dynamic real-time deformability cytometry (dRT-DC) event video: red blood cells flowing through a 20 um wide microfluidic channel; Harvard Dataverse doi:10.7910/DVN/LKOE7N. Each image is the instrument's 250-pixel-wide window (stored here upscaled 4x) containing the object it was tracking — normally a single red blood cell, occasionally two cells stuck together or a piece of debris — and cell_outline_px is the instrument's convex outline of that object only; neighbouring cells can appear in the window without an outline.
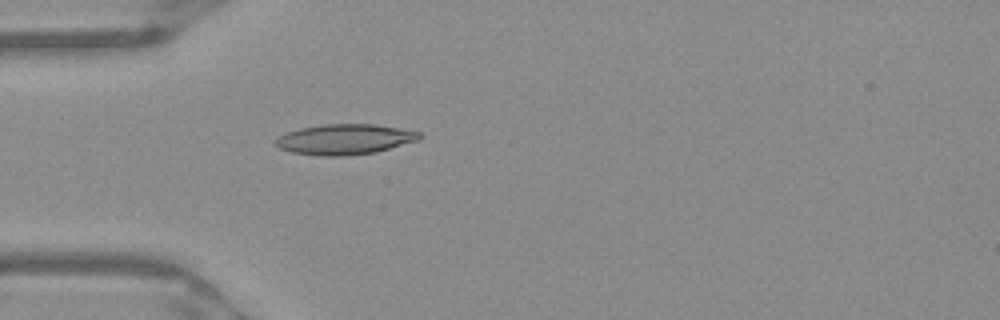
{"species": "Egyptian fruit bat (a non-hibernating species)", "species_latin": "Rousettus aegyptiacus", "temperature_condition": "warm", "stored_images_in_passage": 38, "camera_frame_rate_fps": 3000, "um_per_image_px": 0.085, "frame": {"image": 1, "passage_image": 2, "time_ms": 0.333, "image_size_px": [1000, 320], "cell_outline_px": [[424, 136], [420, 140], [376, 152], [344, 156], [320, 156], [292, 152], [280, 148], [272, 144], [272, 140], [276, 136], [300, 128], [324, 124], [372, 124], [400, 128], [420, 132]], "centroid_in_image_um": [29.28, 11.84], "position_along_channel_um": 55.7, "area_um2": 25.78}}
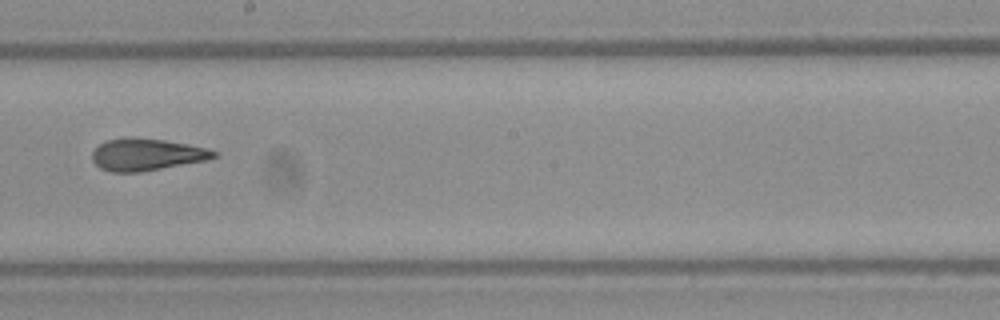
{"frame": {"image": 2, "passage_image": 16, "time_ms": 5.0, "image_size_px": [1000, 320], "cell_outline_px": [[220, 152], [216, 156], [204, 160], [140, 172], [112, 172], [100, 168], [92, 160], [92, 152], [100, 144], [108, 140], [136, 136], [164, 140], [188, 144]], "centroid_in_image_um": [12.43, 13.12], "position_along_channel_um": 235.8, "area_um2": 22.48}}
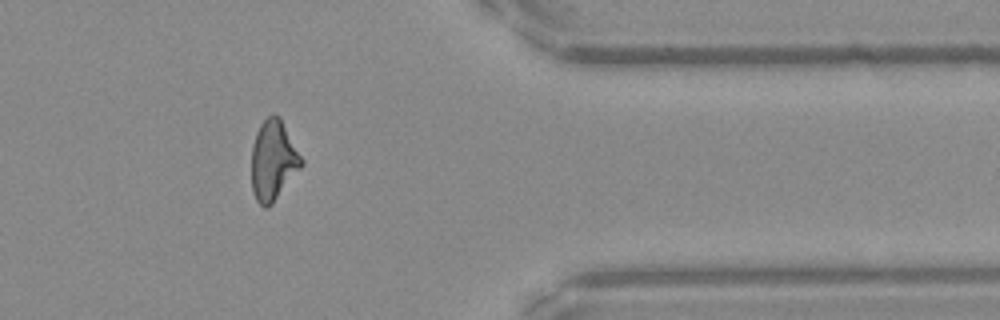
{"frame": {"image": 3, "passage_image": 29, "time_ms": 9.333, "image_size_px": [1000, 320], "cell_outline_px": [[304, 164], [272, 204], [268, 208], [264, 208], [256, 200], [252, 192], [252, 148], [256, 132], [260, 124], [272, 112], [280, 116], [304, 160]], "centroid_in_image_um": [23.24, 13.62], "position_along_channel_um": 388.2, "area_um2": 23.47}, "authors_computed_cell_mechanics": {"area_um2": 22.8888, "velocity_mm_per_s": 3.9532, "shape_relaxation_time_tau1_ms": null, "shape_relaxation_time_tau2_ms": 2.0364, "deformation_change_tau1": null, "deformation_change_tau2": 0.11}}